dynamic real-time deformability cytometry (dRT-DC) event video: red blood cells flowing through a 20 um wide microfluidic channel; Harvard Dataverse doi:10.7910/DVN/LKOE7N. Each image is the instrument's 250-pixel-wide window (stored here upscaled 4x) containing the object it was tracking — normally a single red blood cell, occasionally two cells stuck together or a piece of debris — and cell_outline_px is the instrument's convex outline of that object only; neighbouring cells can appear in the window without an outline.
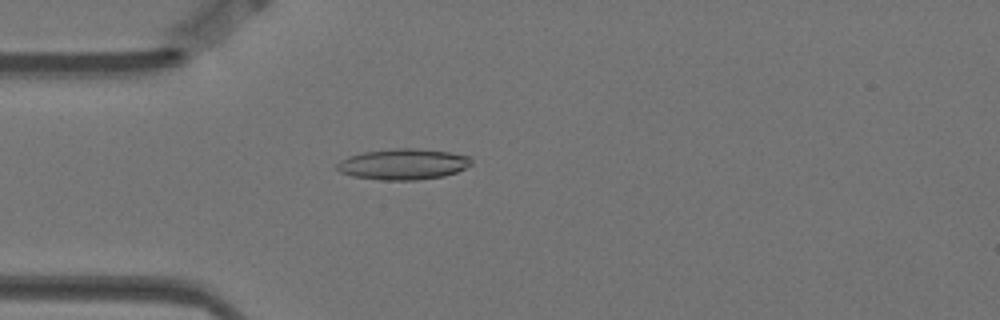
{"species": "Egyptian fruit bat (a non-hibernating species)", "species_latin": "Rousettus aegyptiacus", "temperature_condition": "warm", "stored_images_in_passage": 57, "camera_frame_rate_fps": 3000, "um_per_image_px": 0.085, "animal": {"sex": "female"}, "frame": {"image": 1, "passage_image": 15, "time_ms": 4.667, "image_size_px": [1000, 320], "cell_outline_px": [[472, 164], [456, 172], [444, 176], [416, 180], [380, 180], [352, 176], [340, 172], [336, 168], [336, 164], [340, 160], [348, 156], [364, 152], [396, 148], [416, 148], [448, 152], [468, 156], [472, 160]], "centroid_in_image_um": [34.24, 13.96], "position_along_channel_um": 50.8, "area_um2": 24.16}}
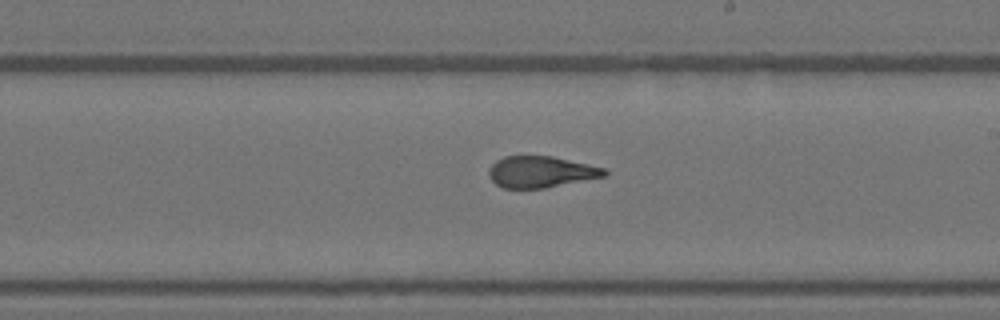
{"frame": {"image": 2, "passage_image": 32, "time_ms": 10.333, "image_size_px": [1000, 320], "cell_outline_px": [[608, 172], [604, 176], [544, 188], [504, 188], [496, 184], [488, 176], [488, 168], [496, 160], [504, 156], [552, 156], [588, 164], [604, 168]], "centroid_in_image_um": [45.92, 14.6], "position_along_channel_um": 243.1, "area_um2": 20.98}}
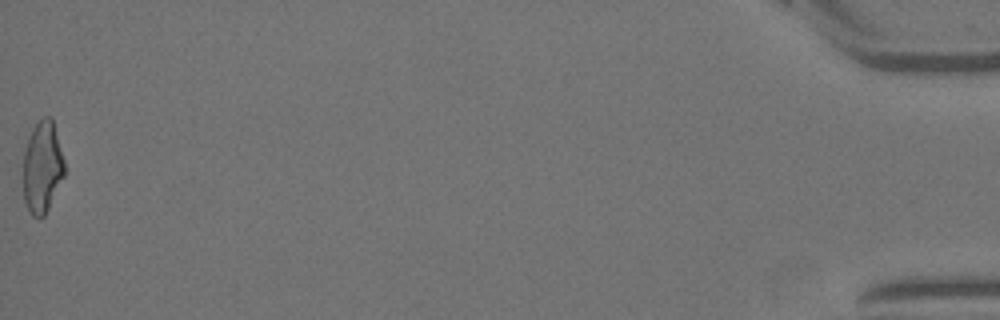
{"frame": {"image": 3, "passage_image": 57, "time_ms": 18.667, "image_size_px": [1000, 320], "cell_outline_px": [[64, 176], [44, 216], [32, 216], [24, 200], [24, 148], [28, 136], [32, 128], [44, 116], [52, 116], [64, 160]], "centroid_in_image_um": [3.6, 14.16], "position_along_channel_um": 431.6, "area_um2": 21.91}, "authors_computed_cell_mechanics": {"area_um2": 22.4842, "velocity_mm_per_s": 3.5151, "shape_relaxation_time_tau1_ms": 8.6785, "shape_relaxation_time_tau2_ms": 1.2453, "deformation_change_tau1": 0.2524, "deformation_change_tau2": 0.0859}}